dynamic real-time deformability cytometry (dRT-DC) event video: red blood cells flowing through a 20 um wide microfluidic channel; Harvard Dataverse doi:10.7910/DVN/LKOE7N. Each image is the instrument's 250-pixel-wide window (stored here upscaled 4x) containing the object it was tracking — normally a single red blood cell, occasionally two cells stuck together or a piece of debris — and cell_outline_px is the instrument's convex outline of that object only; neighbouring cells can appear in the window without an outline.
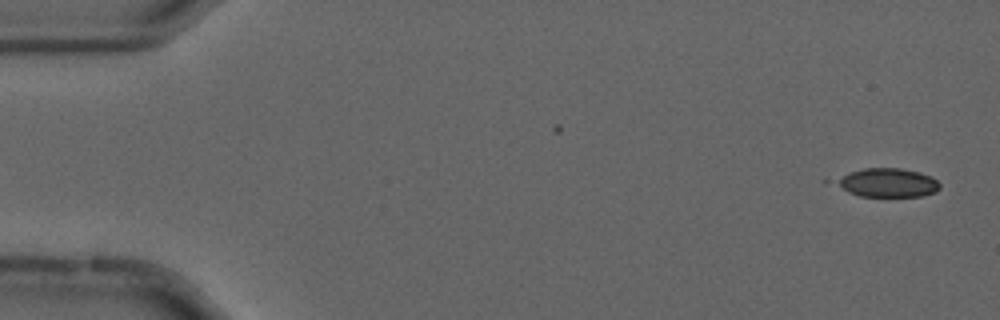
{"species": "common noctule bat (a hibernating species)", "species_latin": "Nyctalus noctula", "temperature_condition": "cold", "stored_images_in_passage": 12, "camera_frame_rate_fps": 3000, "um_per_image_px": 0.085, "animal": {"sex": "male", "forearm_length_mm": 52.5}, "frame": {"image": 1, "passage_image": 2, "time_ms": 0.333, "image_size_px": [1000, 320], "cell_outline_px": [[940, 188], [936, 192], [920, 196], [860, 196], [848, 192], [836, 184], [836, 180], [852, 172], [864, 168], [900, 168], [920, 172], [932, 176], [940, 184]], "centroid_in_image_um": [75.51, 15.53], "position_along_channel_um": 9.5, "area_um2": 17.17}}